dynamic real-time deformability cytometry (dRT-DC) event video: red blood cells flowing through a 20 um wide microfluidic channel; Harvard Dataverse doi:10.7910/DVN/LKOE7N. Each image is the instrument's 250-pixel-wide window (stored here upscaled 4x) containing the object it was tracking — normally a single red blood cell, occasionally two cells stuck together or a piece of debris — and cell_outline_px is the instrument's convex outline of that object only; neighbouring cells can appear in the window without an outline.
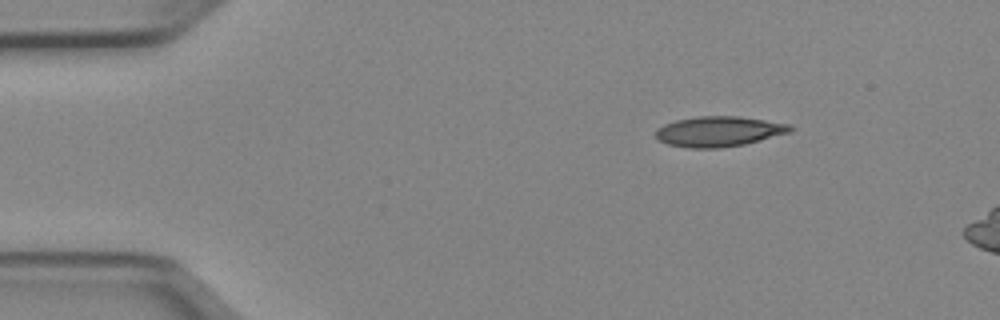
{"species": "Egyptian fruit bat (a non-hibernating species)", "species_latin": "Rousettus aegyptiacus", "temperature_condition": "cold", "stored_images_in_passage": 6, "camera_frame_rate_fps": 3000, "um_per_image_px": 0.085, "animal": {"sex": "female"}, "frame": {"image": 1, "passage_image": 1, "time_ms": 0.0, "image_size_px": [1000, 320], "cell_outline_px": [[796, 128], [792, 132], [744, 144], [720, 148], [688, 148], [668, 144], [656, 140], [656, 128], [664, 124], [676, 120], [696, 116], [740, 116], [788, 124]], "centroid_in_image_um": [61.09, 11.17], "position_along_channel_um": 23.9, "area_um2": 23.87}}